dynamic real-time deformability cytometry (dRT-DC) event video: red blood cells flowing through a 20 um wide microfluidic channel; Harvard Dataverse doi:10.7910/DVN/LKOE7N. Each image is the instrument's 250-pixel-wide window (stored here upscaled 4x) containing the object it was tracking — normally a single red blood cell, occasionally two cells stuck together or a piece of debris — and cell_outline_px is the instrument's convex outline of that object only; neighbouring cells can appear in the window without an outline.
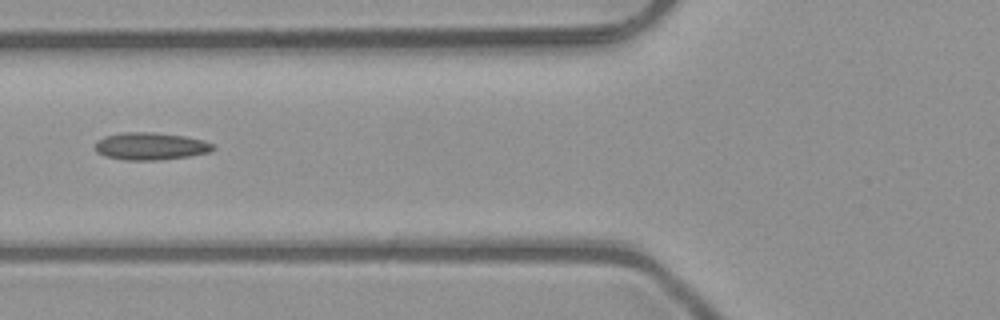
{"species": "common noctule bat (a hibernating species)", "species_latin": "Nyctalus noctula", "temperature_condition": "room temperature", "stored_images_in_passage": 4, "camera_frame_rate_fps": 3000, "um_per_image_px": 0.085, "animal": {"sex": "male", "body_mass_g": 23.1, "forearm_length_mm": 52.7}, "frame": {"image": 1, "passage_image": 3, "time_ms": 0.667, "image_size_px": [1000, 320], "cell_outline_px": [[216, 148], [208, 152], [188, 156], [160, 160], [124, 160], [104, 156], [96, 152], [96, 144], [104, 136], [124, 132], [152, 132], [184, 136], [204, 140], [212, 144]], "centroid_in_image_um": [12.79, 12.43], "position_along_channel_um": 113.0, "area_um2": 18.73}}
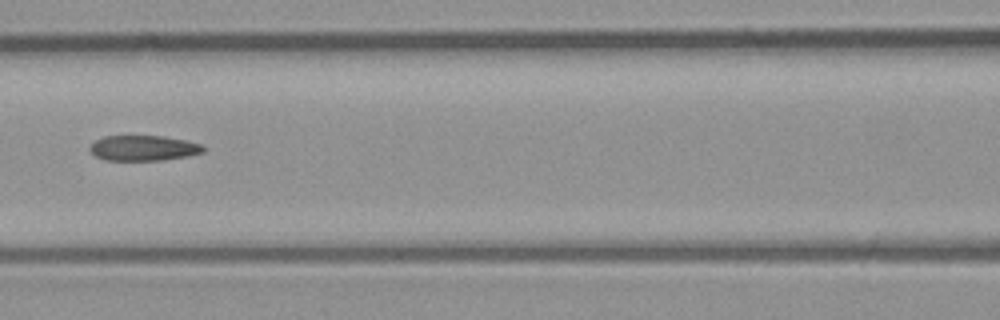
{"frame": {"image": 2, "passage_image": 4, "time_ms": 1.0, "image_size_px": [1000, 320], "cell_outline_px": [[204, 152], [188, 156], [164, 160], [104, 160], [96, 156], [88, 148], [96, 140], [104, 136], [164, 136], [188, 140], [200, 144], [204, 148]], "centroid_in_image_um": [12.21, 12.58], "position_along_channel_um": 154.4, "area_um2": 16.76}}